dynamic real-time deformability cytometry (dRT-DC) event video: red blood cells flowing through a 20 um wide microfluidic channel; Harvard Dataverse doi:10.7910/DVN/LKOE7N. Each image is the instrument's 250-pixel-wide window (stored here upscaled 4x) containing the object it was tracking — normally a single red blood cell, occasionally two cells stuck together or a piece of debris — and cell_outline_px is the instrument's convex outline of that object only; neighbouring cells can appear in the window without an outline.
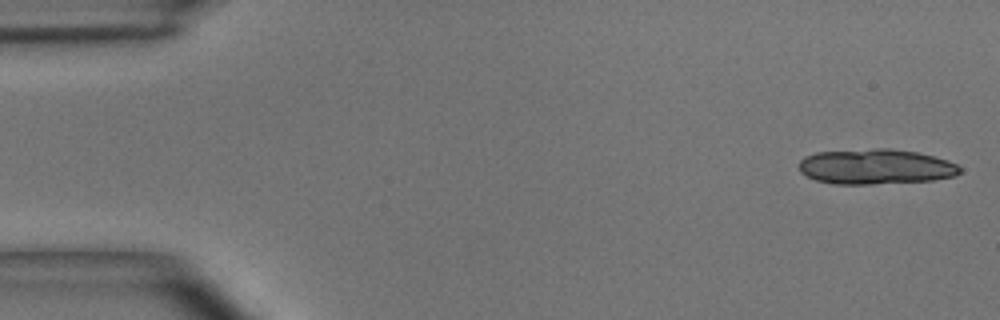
{"species": "common noctule bat (a hibernating species)", "species_latin": "Nyctalus noctula", "temperature_condition": "room temperature", "stored_images_in_passage": 23, "segment_of_instrument_passage": [1, 2], "camera_frame_rate_fps": 3000, "um_per_image_px": 0.085, "animal": {"sex": "male", "body_mass_g": 15.6}, "frame": {"image": 1, "passage_image": 1, "time_ms": 0.0, "image_size_px": [1000, 320], "cell_outline_px": [[960, 172], [956, 176], [932, 180], [872, 184], [832, 184], [816, 180], [800, 172], [796, 164], [804, 156], [816, 152], [876, 148], [888, 148], [916, 152], [948, 160], [956, 164], [960, 168]], "centroid_in_image_um": [74.38, 14.16], "position_along_channel_um": 10.6, "area_um2": 33.18}}